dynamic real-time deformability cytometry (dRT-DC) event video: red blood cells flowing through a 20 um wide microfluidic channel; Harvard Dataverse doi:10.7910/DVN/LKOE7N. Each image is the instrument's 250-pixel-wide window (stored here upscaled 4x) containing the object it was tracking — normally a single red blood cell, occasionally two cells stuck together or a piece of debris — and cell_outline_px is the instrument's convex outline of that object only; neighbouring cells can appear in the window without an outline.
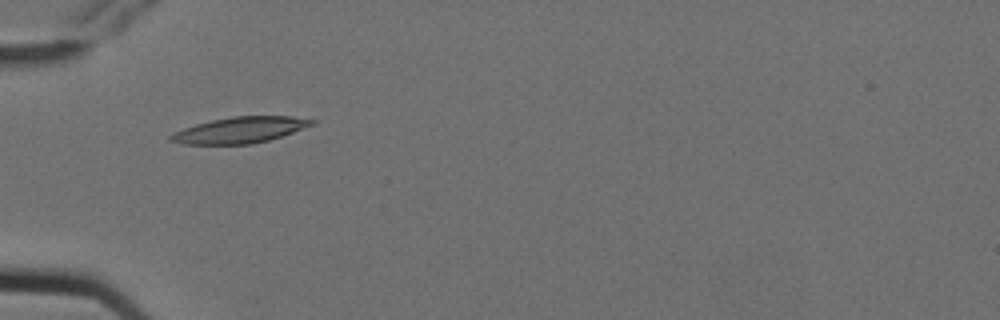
{"species": "Egyptian fruit bat (a non-hibernating species)", "species_latin": "Rousettus aegyptiacus", "temperature_condition": "cold", "stored_images_in_passage": 8, "camera_frame_rate_fps": 3000, "um_per_image_px": 0.085, "animal": {"sex": "female"}, "frame": {"image": 1, "passage_image": 4, "time_ms": 1.0, "image_size_px": [1000, 320], "cell_outline_px": [[316, 124], [268, 140], [252, 144], [184, 144], [168, 140], [168, 136], [184, 128], [196, 124], [212, 120], [232, 116], [292, 116], [316, 120]], "centroid_in_image_um": [20.41, 11.04], "position_along_channel_um": 64.6, "area_um2": 21.27}}
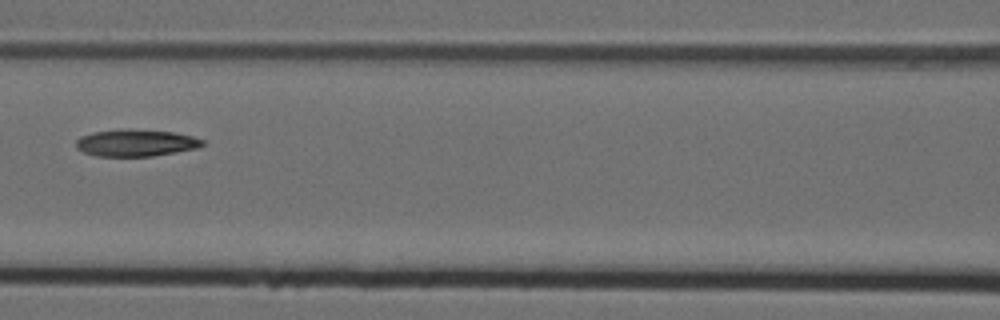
{"frame": {"image": 2, "passage_image": 6, "time_ms": 1.667, "image_size_px": [1000, 320], "cell_outline_px": [[208, 144], [196, 148], [152, 156], [96, 156], [84, 152], [76, 148], [76, 140], [80, 136], [92, 132], [172, 132], [192, 136], [204, 140]], "centroid_in_image_um": [11.57, 12.2], "position_along_channel_um": 155.0, "area_um2": 18.79}}
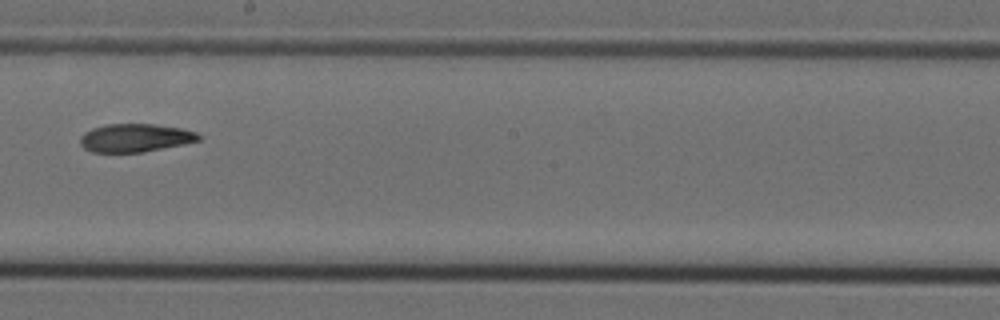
{"frame": {"image": 3, "passage_image": 8, "time_ms": 2.333, "image_size_px": [1000, 320], "cell_outline_px": [[200, 140], [144, 152], [92, 152], [84, 148], [80, 144], [80, 136], [84, 132], [92, 128], [108, 124], [156, 124], [180, 128], [196, 132], [200, 136]], "centroid_in_image_um": [11.46, 11.71], "position_along_channel_um": 236.7, "area_um2": 19.36}}